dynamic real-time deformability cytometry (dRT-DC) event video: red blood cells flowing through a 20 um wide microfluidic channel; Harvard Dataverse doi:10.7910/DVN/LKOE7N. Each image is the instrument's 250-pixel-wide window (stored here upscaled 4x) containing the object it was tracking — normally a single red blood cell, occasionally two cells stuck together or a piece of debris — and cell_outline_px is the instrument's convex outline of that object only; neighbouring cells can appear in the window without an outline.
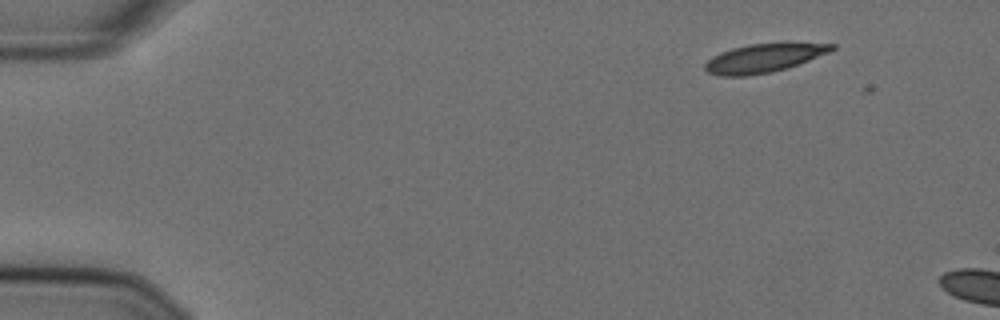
{"species": "Egyptian fruit bat (a non-hibernating species)", "species_latin": "Rousettus aegyptiacus", "temperature_condition": "cold", "stored_images_in_passage": 2, "camera_frame_rate_fps": 3000, "um_per_image_px": 0.085, "animal": {"sex": "female"}, "frame": {"image": 1, "passage_image": 1, "time_ms": 0.0, "image_size_px": [1000, 320], "cell_outline_px": [[836, 48], [828, 52], [808, 60], [772, 72], [748, 76], [720, 76], [708, 72], [704, 68], [704, 64], [712, 56], [720, 52], [732, 48], [748, 44], [788, 40], [836, 44]], "centroid_in_image_um": [64.96, 4.88], "position_along_channel_um": 20.0, "area_um2": 21.85}}